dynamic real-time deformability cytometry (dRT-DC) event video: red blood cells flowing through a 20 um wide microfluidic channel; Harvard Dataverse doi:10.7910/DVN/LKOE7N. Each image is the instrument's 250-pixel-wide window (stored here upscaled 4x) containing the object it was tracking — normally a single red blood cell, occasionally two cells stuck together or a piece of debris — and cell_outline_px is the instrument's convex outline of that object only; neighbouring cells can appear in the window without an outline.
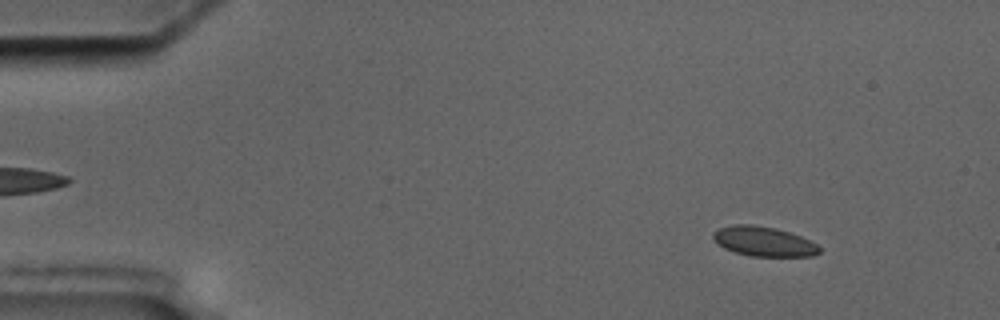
{"species": "common noctule bat (a hibernating species)", "species_latin": "Nyctalus noctula", "temperature_condition": "cold", "stored_images_in_passage": 6, "camera_frame_rate_fps": 3000, "um_per_image_px": 0.085, "animal": {"sex": "male", "body_mass_g": 17.5, "forearm_length_mm": 52.3}, "frame": {"image": 1, "passage_image": 2, "time_ms": 1.0, "image_size_px": [1000, 320], "cell_outline_px": [[820, 252], [812, 256], [752, 256], [736, 252], [724, 248], [712, 236], [712, 232], [720, 228], [732, 224], [752, 224], [776, 228], [800, 236], [816, 244], [820, 248]], "centroid_in_image_um": [64.91, 20.51], "position_along_channel_um": 20.1, "area_um2": 18.15}}
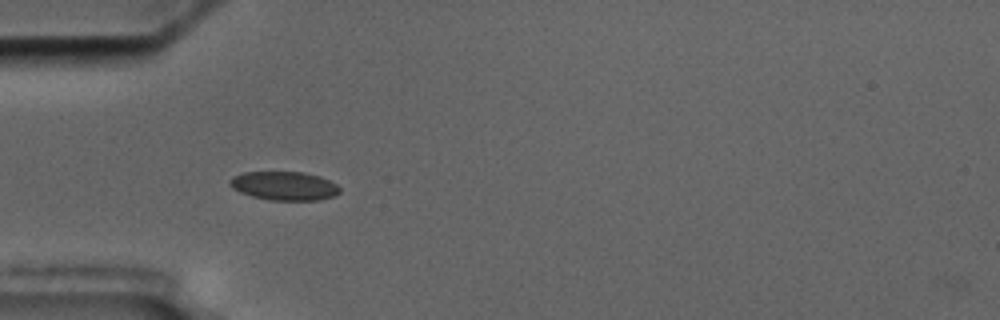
{"frame": {"image": 2, "passage_image": 5, "time_ms": 4.667, "image_size_px": [1000, 320], "cell_outline_px": [[340, 192], [336, 196], [320, 200], [268, 200], [252, 196], [240, 192], [232, 188], [228, 184], [228, 180], [232, 176], [244, 172], [304, 172], [320, 176], [336, 184], [340, 188]], "centroid_in_image_um": [24.15, 15.8], "position_along_channel_um": 60.8, "area_um2": 18.61}}
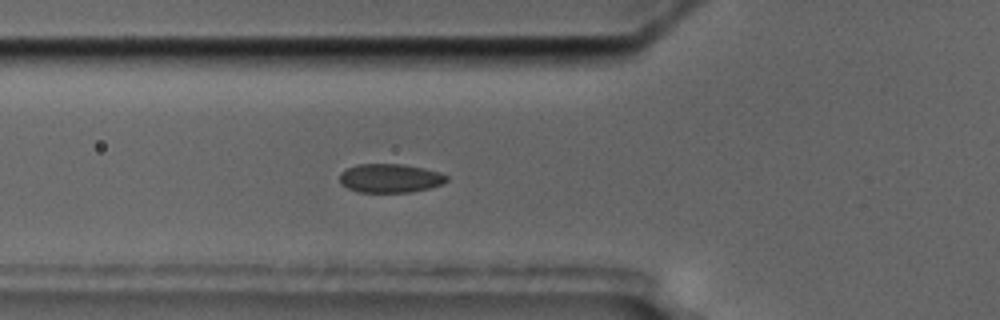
{"frame": {"image": 3, "passage_image": 6, "time_ms": 5.667, "image_size_px": [1000, 320], "cell_outline_px": [[448, 180], [440, 184], [428, 188], [408, 192], [360, 192], [348, 188], [340, 184], [340, 172], [356, 164], [404, 164], [424, 168], [440, 172], [448, 176]], "centroid_in_image_um": [33.14, 15.14], "position_along_channel_um": 92.7, "area_um2": 17.92}}